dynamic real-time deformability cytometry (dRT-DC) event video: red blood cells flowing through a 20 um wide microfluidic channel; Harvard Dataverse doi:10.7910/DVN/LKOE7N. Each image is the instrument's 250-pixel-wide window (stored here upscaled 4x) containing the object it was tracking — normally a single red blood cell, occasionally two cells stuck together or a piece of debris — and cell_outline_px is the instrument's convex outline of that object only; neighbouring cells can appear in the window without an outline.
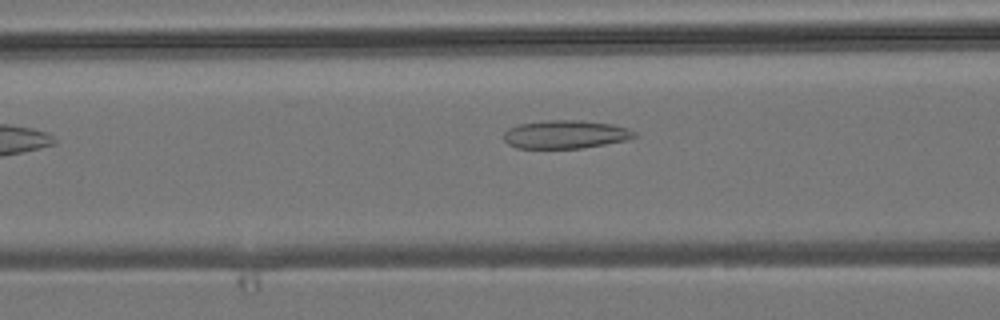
{"species": "common noctule bat (a hibernating species)", "species_latin": "Nyctalus noctula", "temperature_condition": "room temperature", "stored_images_in_passage": 6, "camera_frame_rate_fps": 3000, "um_per_image_px": 0.085, "animal": {"sex": "male", "body_mass_g": 19.2, "forearm_length_mm": 51.8}, "frame": {"image": 1, "passage_image": 5, "time_ms": 4.667, "image_size_px": [1000, 320], "cell_outline_px": [[640, 136], [628, 140], [580, 148], [516, 148], [508, 144], [504, 140], [504, 132], [508, 128], [520, 124], [544, 120], [580, 120], [612, 124], [628, 128], [636, 132]], "centroid_in_image_um": [48.09, 11.42], "position_along_channel_um": 118.5, "area_um2": 21.68}}